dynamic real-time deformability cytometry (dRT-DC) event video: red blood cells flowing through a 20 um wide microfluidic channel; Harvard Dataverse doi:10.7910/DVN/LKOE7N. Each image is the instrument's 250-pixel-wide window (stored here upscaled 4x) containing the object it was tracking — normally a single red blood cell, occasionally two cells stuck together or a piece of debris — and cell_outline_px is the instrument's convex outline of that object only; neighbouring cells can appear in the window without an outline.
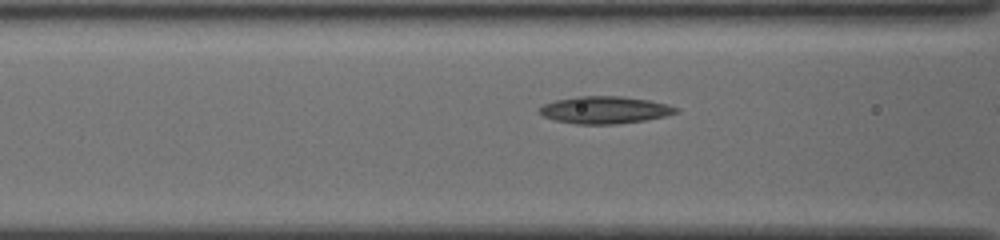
{"species": "common noctule bat (a hibernating species)", "species_latin": "Nyctalus noctula", "temperature_condition": "cold", "stored_images_in_passage": 10, "camera_frame_rate_fps": 3000, "um_per_image_px": 0.085, "animal": {"sex": "female", "body_mass_g": 19.5, "forearm_length_mm": 54.1}, "frame": {"image": 1, "passage_image": 9, "time_ms": 2.667, "image_size_px": [1000, 240], "cell_outline_px": [[680, 112], [664, 116], [644, 120], [612, 124], [576, 124], [556, 120], [544, 116], [540, 112], [540, 108], [544, 104], [556, 100], [576, 96], [620, 96], [648, 100], [664, 104], [676, 108]], "centroid_in_image_um": [51.38, 9.34], "position_along_channel_um": 115.2, "area_um2": 21.27}}